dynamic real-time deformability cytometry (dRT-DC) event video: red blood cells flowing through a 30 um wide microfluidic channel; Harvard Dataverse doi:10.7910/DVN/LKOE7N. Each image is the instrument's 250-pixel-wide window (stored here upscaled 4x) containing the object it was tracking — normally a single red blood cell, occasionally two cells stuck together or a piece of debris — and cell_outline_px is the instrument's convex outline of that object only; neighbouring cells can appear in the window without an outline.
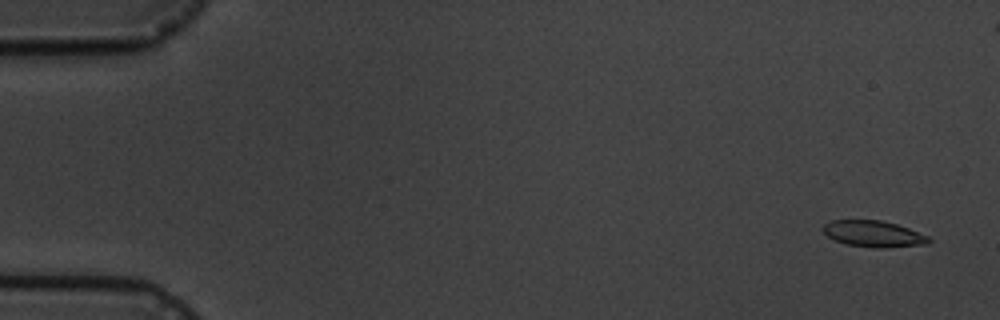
{"species": "common noctule bat (a hibernating species)", "species_latin": "Nyctalus noctula", "temperature_condition": "cold", "stored_images_in_passage": 6, "camera_frame_rate_fps": 3000, "um_per_image_px": 0.085, "animal": {"sex": "male", "body_mass_g": 19.5, "forearm_length_mm": 54.6}, "frame": {"image": 1, "passage_image": 1, "time_ms": 0.0, "image_size_px": [1000, 320], "cell_outline_px": [[932, 240], [928, 244], [884, 248], [876, 248], [848, 244], [832, 240], [820, 228], [824, 224], [832, 220], [880, 220], [896, 224], [908, 228], [928, 236]], "centroid_in_image_um": [74.23, 19.88], "position_along_channel_um": 10.8, "area_um2": 16.24}}